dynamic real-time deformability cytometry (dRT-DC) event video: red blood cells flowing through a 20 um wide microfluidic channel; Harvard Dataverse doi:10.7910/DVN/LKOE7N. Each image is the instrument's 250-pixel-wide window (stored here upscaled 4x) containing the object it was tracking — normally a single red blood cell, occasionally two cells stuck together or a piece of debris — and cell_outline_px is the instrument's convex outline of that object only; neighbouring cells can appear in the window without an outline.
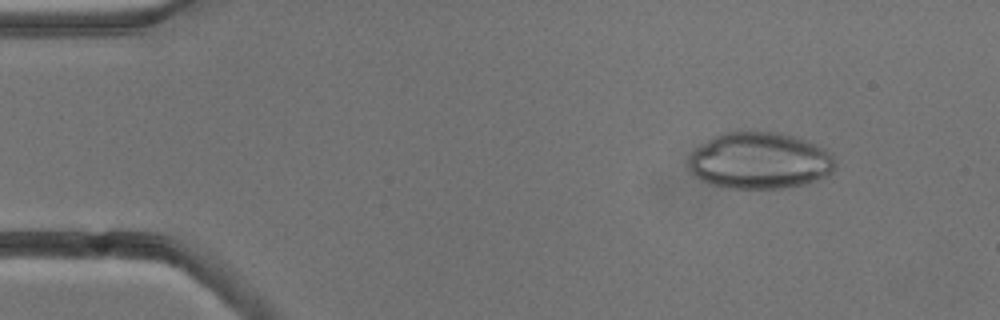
{"species": "common noctule bat (a hibernating species)", "species_latin": "Nyctalus noctula", "temperature_condition": "cold", "stored_images_in_passage": 6, "camera_frame_rate_fps": 3000, "um_per_image_px": 0.085, "animal": {"sex": "male", "body_mass_g": 13.3}, "frame": {"image": 1, "passage_image": 2, "time_ms": 1.0, "image_size_px": [1000, 320], "cell_outline_px": [[836, 168], [832, 172], [824, 176], [804, 184], [780, 188], [728, 188], [712, 184], [696, 176], [688, 168], [688, 160], [692, 152], [696, 148], [712, 136], [724, 132], [776, 132], [796, 136], [816, 144], [832, 152], [836, 164]], "centroid_in_image_um": [64.59, 13.64], "position_along_channel_um": 20.4, "area_um2": 48.38}}